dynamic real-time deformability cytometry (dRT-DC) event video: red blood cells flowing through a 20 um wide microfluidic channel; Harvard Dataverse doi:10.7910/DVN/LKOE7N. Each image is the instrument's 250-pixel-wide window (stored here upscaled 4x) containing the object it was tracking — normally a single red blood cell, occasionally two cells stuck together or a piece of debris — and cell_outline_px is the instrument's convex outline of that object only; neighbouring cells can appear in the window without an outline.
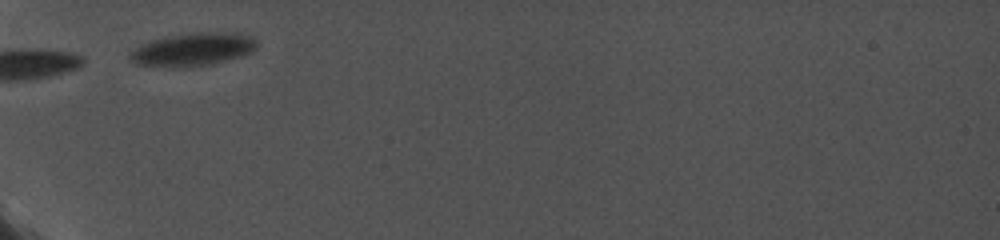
{"species": "common noctule bat (a hibernating species)", "species_latin": "Nyctalus noctula", "temperature_condition": "cold", "stored_images_in_passage": 4, "camera_frame_rate_fps": 5000, "um_per_image_px": 0.085, "animal": {"sex": "female", "body_mass_g": 19.0, "forearm_length_mm": 56.7}, "frame": {"image": 1, "passage_image": 1, "time_ms": 0.0, "image_size_px": [1000, 240], "cell_outline_px": [[256, 48], [252, 52], [240, 56], [204, 64], [136, 64], [128, 56], [128, 52], [132, 48], [140, 44], [164, 36], [192, 32], [240, 32], [252, 36], [256, 40]], "centroid_in_image_um": [16.42, 4.11], "position_along_channel_um": 68.6, "area_um2": 23.58}}